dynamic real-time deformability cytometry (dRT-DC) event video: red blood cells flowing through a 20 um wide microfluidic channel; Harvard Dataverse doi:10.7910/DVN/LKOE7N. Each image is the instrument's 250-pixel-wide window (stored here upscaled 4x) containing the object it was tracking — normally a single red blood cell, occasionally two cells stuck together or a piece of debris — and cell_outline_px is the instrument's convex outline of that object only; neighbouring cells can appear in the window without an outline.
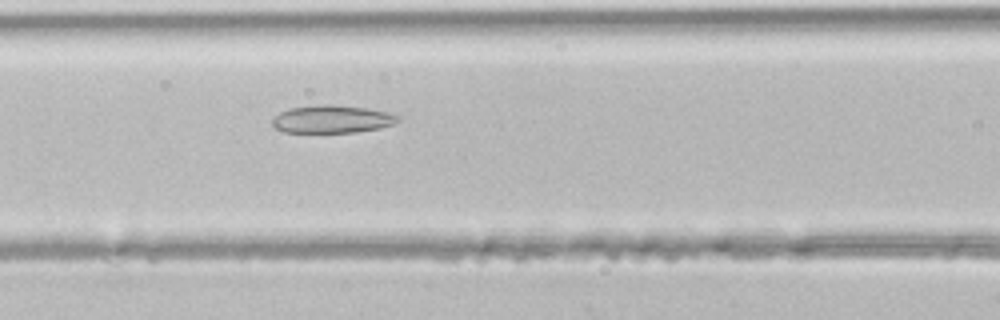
{"species": "common noctule bat (a hibernating species)", "species_latin": "Nyctalus noctula", "temperature_condition": "room temperature", "stored_images_in_passage": 38, "camera_frame_rate_fps": 3000, "um_per_image_px": 0.085, "animal": {"sex": "male", "body_mass_g": 21.5, "forearm_length_mm": 52.0}, "frame": {"image": 1, "passage_image": 14, "time_ms": 4.333, "image_size_px": [1000, 320], "cell_outline_px": [[400, 120], [392, 124], [380, 128], [356, 132], [284, 132], [276, 128], [272, 124], [272, 120], [280, 112], [288, 108], [316, 104], [332, 104], [368, 108], [388, 112], [400, 116]], "centroid_in_image_um": [28.23, 10.11], "position_along_channel_um": 138.4, "area_um2": 20.46}}
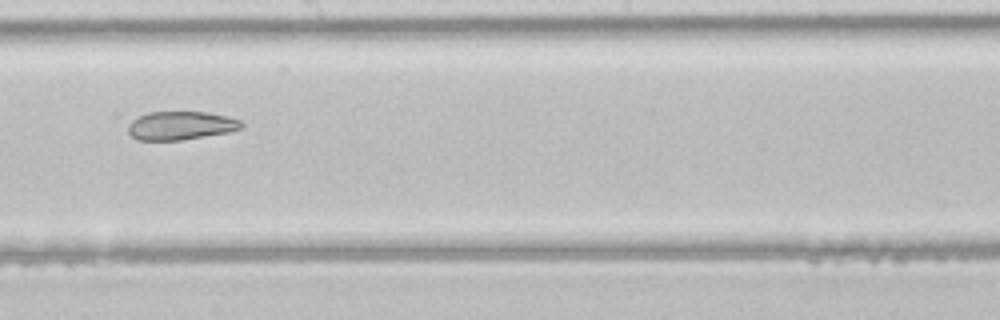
{"frame": {"image": 2, "passage_image": 20, "time_ms": 6.333, "image_size_px": [1000, 320], "cell_outline_px": [[244, 128], [228, 132], [180, 140], [136, 140], [128, 132], [128, 124], [132, 120], [148, 112], [208, 112], [228, 116], [240, 120], [244, 124]], "centroid_in_image_um": [15.38, 10.67], "position_along_channel_um": 232.8, "area_um2": 18.84}}
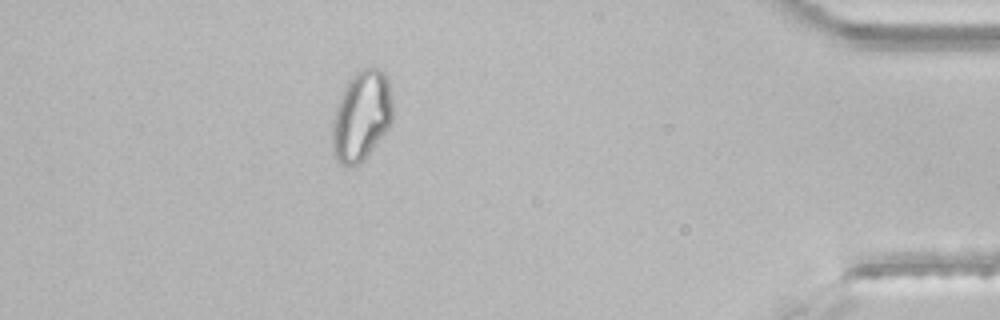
{"frame": {"image": 3, "passage_image": 34, "time_ms": 11.0, "image_size_px": [1000, 320], "cell_outline_px": [[392, 124], [364, 160], [360, 164], [340, 164], [332, 152], [332, 120], [340, 96], [348, 80], [360, 68], [368, 64], [384, 72], [388, 80], [392, 92]], "centroid_in_image_um": [30.74, 9.81], "position_along_channel_um": 404.5, "area_um2": 32.14}}